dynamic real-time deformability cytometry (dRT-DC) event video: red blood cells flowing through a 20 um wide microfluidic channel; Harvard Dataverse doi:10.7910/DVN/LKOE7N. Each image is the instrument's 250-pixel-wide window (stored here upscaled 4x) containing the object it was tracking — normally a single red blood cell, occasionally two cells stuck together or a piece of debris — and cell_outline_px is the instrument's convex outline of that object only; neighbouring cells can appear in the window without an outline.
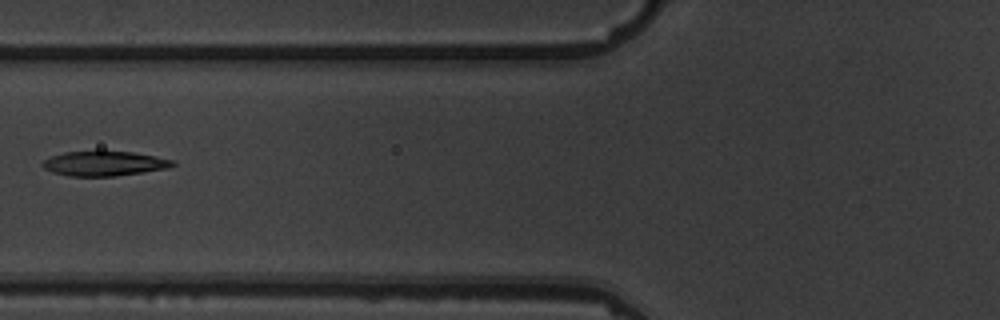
{"species": "common noctule bat (a hibernating species)", "species_latin": "Nyctalus noctula", "temperature_condition": "warm", "stored_images_in_passage": 8, "camera_frame_rate_fps": 3000, "um_per_image_px": 0.085, "animal": {"sex": "male", "body_mass_g": 19.5, "forearm_length_mm": 54.6}, "frame": {"image": 1, "passage_image": 6, "time_ms": 7.0, "image_size_px": [1000, 320], "cell_outline_px": [[176, 164], [168, 168], [116, 176], [68, 176], [52, 172], [44, 168], [40, 164], [44, 160], [52, 156], [64, 152], [132, 152], [156, 156], [176, 160]], "centroid_in_image_um": [8.88, 13.91], "position_along_channel_um": 116.9, "area_um2": 18.61}}
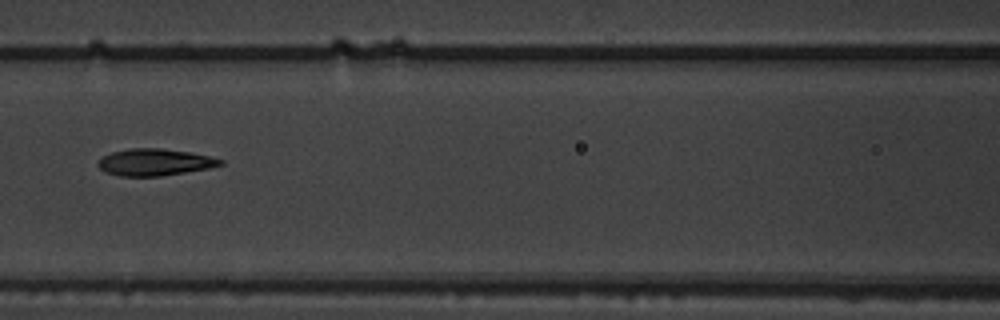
{"frame": {"image": 2, "passage_image": 7, "time_ms": 8.0, "image_size_px": [1000, 320], "cell_outline_px": [[224, 164], [208, 168], [160, 176], [120, 176], [104, 172], [96, 164], [104, 156], [112, 152], [132, 148], [160, 148], [188, 152], [208, 156], [224, 160]], "centroid_in_image_um": [13.13, 13.79], "position_along_channel_um": 153.5, "area_um2": 18.9}}
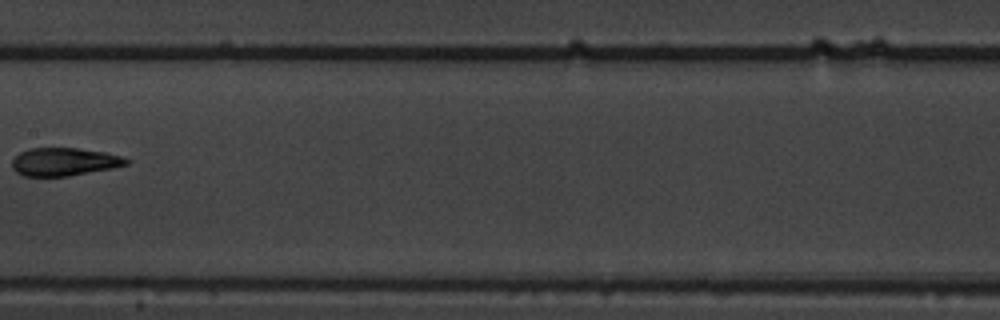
{"frame": {"image": 3, "passage_image": 8, "time_ms": 9.333, "image_size_px": [1000, 320], "cell_outline_px": [[132, 160], [128, 164], [112, 168], [68, 176], [24, 176], [16, 172], [12, 168], [12, 160], [20, 152], [28, 148], [80, 148], [104, 152], [124, 156]], "centroid_in_image_um": [5.48, 13.74], "position_along_channel_um": 201.9, "area_um2": 18.79}}